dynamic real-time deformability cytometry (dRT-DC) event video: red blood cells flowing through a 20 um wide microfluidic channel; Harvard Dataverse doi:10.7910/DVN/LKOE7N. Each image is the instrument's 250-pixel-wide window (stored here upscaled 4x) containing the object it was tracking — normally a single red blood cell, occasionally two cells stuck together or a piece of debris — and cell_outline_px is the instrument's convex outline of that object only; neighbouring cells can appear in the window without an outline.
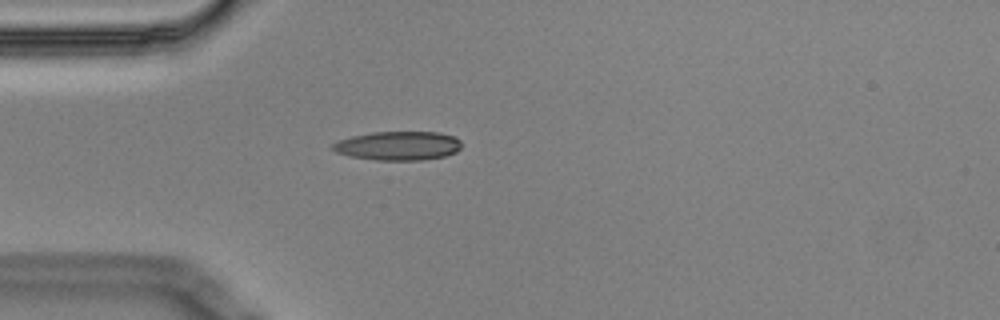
{"species": "Egyptian fruit bat (a non-hibernating species)", "species_latin": "Rousettus aegyptiacus", "temperature_condition": "cold", "stored_images_in_passage": 1, "camera_frame_rate_fps": 3000, "um_per_image_px": 0.085, "animal": {"sex": "male"}, "frame": {"image": 1, "passage_image": 1, "time_ms": 0.0, "image_size_px": [1000, 320], "cell_outline_px": [[460, 148], [456, 152], [444, 156], [420, 160], [376, 160], [348, 156], [336, 152], [332, 148], [332, 144], [340, 140], [352, 136], [372, 132], [440, 132], [452, 136], [460, 140]], "centroid_in_image_um": [33.83, 12.39], "position_along_channel_um": 51.2, "area_um2": 21.62}}